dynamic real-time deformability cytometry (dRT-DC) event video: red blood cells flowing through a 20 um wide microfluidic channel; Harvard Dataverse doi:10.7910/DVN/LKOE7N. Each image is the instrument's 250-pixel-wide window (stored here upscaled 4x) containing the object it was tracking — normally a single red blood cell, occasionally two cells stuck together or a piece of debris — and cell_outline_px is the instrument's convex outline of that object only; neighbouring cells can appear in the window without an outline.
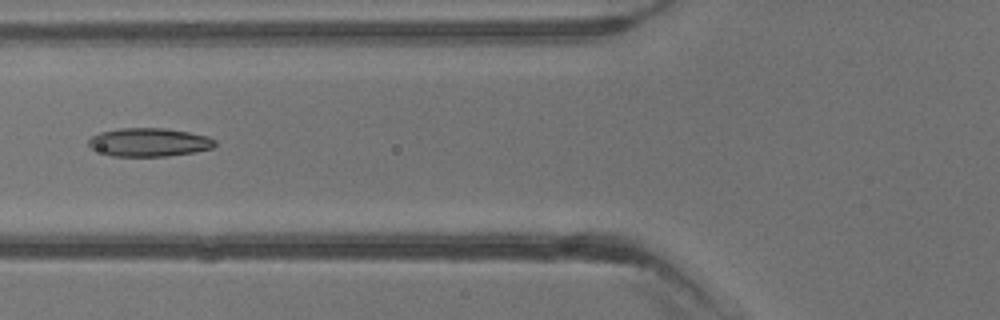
{"species": "common noctule bat (a hibernating species)", "species_latin": "Nyctalus noctula", "temperature_condition": "warm", "stored_images_in_passage": 4, "camera_frame_rate_fps": 3000, "um_per_image_px": 0.085, "animal": {"sex": "male", "body_mass_g": 13.3}, "frame": {"image": 1, "passage_image": 4, "time_ms": 4.333, "image_size_px": [1000, 320], "cell_outline_px": [[216, 144], [212, 148], [196, 152], [168, 156], [112, 156], [92, 148], [88, 144], [88, 140], [92, 136], [100, 132], [120, 128], [164, 128], [188, 132], [208, 136], [216, 140]], "centroid_in_image_um": [12.7, 12.09], "position_along_channel_um": 113.1, "area_um2": 20.92}}